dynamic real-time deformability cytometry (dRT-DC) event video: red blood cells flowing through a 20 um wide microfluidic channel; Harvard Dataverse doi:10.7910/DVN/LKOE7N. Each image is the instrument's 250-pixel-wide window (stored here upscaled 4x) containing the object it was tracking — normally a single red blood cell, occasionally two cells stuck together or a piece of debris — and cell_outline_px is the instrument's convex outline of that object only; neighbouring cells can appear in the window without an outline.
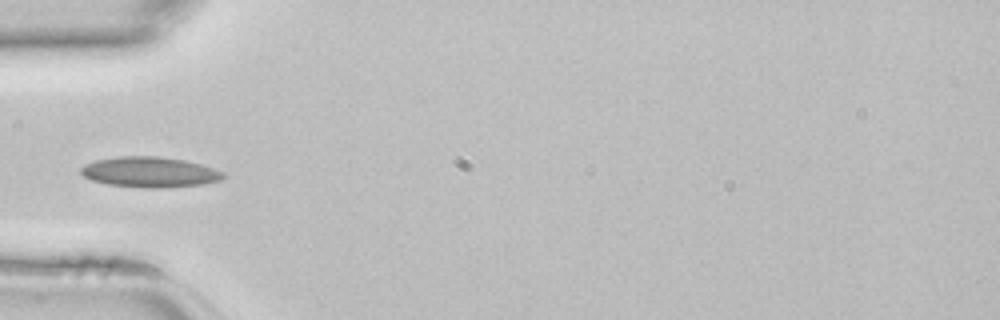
{"species": "common noctule bat (a hibernating species)", "species_latin": "Nyctalus noctula", "temperature_condition": "room temperature", "stored_images_in_passage": 31, "camera_frame_rate_fps": 3000, "um_per_image_px": 0.085, "animal": {"sex": "female", "body_mass_g": 22.7, "forearm_length_mm": 54.2}, "frame": {"image": 1, "passage_image": 1, "time_ms": 0.0, "image_size_px": [1000, 320], "cell_outline_px": [[228, 176], [220, 180], [200, 184], [164, 188], [148, 188], [108, 184], [92, 180], [84, 176], [80, 172], [80, 168], [84, 164], [96, 160], [120, 156], [160, 156], [184, 160], [200, 164], [224, 172]], "centroid_in_image_um": [12.73, 14.62], "position_along_channel_um": 72.3, "area_um2": 25.2}}
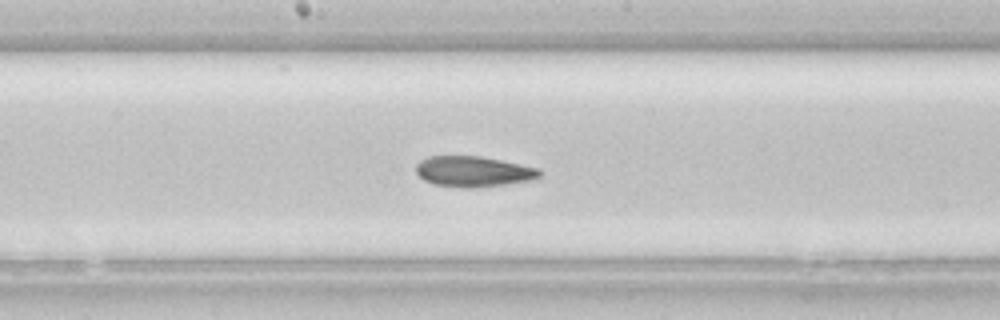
{"frame": {"image": 2, "passage_image": 10, "time_ms": 3.0, "image_size_px": [1000, 320], "cell_outline_px": [[540, 176], [532, 180], [504, 184], [472, 188], [468, 188], [432, 184], [424, 180], [416, 172], [416, 164], [420, 160], [428, 156], [480, 156], [540, 168]], "centroid_in_image_um": [40.21, 14.57], "position_along_channel_um": 208.0, "area_um2": 21.96}}